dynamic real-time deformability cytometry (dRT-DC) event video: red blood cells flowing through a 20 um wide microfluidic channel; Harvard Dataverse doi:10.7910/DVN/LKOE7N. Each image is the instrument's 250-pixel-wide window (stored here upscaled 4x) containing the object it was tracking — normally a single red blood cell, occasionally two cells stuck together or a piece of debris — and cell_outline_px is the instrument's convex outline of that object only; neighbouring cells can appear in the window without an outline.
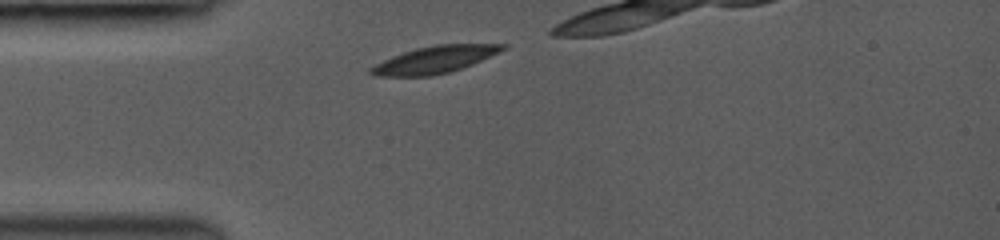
{"species": "common noctule bat (a hibernating species)", "species_latin": "Nyctalus noctula", "temperature_condition": "room temperature", "stored_images_in_passage": 7, "camera_frame_rate_fps": 3000, "um_per_image_px": 0.085, "animal": {"sex": "female", "body_mass_g": 19.0, "forearm_length_mm": 53.3}, "frame": {"image": 1, "passage_image": 1, "time_ms": 0.0, "image_size_px": [1000, 240], "cell_outline_px": [[508, 48], [500, 52], [472, 64], [448, 72], [432, 76], [372, 76], [368, 72], [368, 68], [392, 56], [416, 48], [436, 44], [508, 44]], "centroid_in_image_um": [36.94, 5.07], "position_along_channel_um": 48.1, "area_um2": 20.75}}
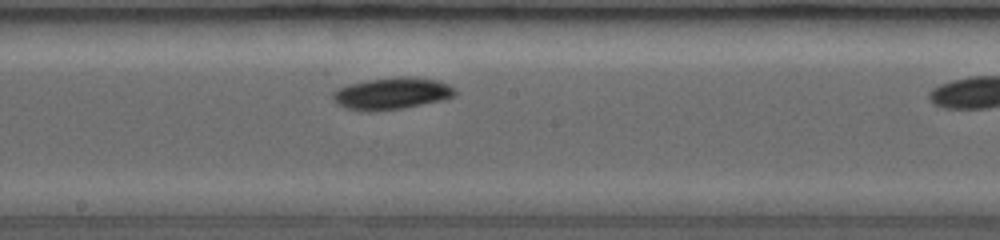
{"frame": {"image": 2, "passage_image": 6, "time_ms": 4.333, "image_size_px": [1000, 240], "cell_outline_px": [[456, 92], [452, 96], [444, 100], [404, 108], [368, 112], [360, 112], [344, 108], [336, 104], [332, 100], [332, 92], [348, 84], [368, 80], [404, 76], [412, 76], [436, 80], [448, 84], [456, 88]], "centroid_in_image_um": [33.27, 7.96], "position_along_channel_um": 214.9, "area_um2": 23.0}}